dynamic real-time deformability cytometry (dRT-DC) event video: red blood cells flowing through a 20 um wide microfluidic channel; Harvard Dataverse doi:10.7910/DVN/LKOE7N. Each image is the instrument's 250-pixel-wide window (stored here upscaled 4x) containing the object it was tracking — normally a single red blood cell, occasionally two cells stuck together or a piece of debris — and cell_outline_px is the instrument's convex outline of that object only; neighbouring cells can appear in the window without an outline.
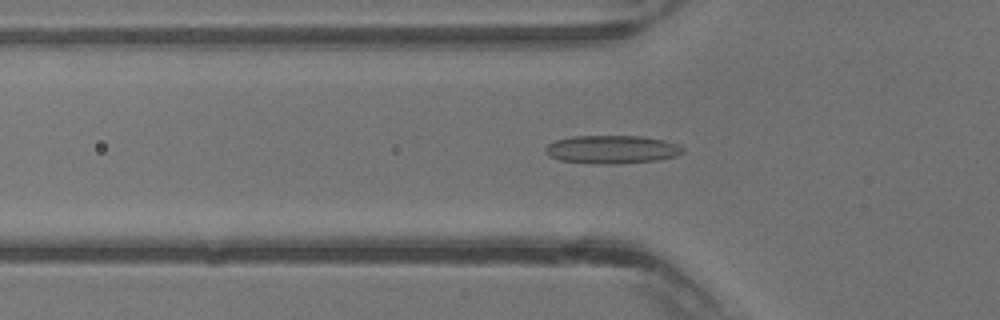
{"species": "common noctule bat (a hibernating species)", "species_latin": "Nyctalus noctula", "temperature_condition": "warm", "stored_images_in_passage": 40, "camera_frame_rate_fps": 3000, "um_per_image_px": 0.085, "animal": {"sex": "male", "body_mass_g": 13.3}, "frame": {"image": 1, "passage_image": 13, "time_ms": 4.0, "image_size_px": [1000, 320], "cell_outline_px": [[684, 152], [676, 156], [660, 160], [616, 164], [592, 164], [560, 160], [548, 156], [544, 152], [544, 148], [548, 144], [556, 140], [572, 136], [640, 136], [680, 144], [684, 148]], "centroid_in_image_um": [52.0, 12.71], "position_along_channel_um": 73.8, "area_um2": 22.83}}
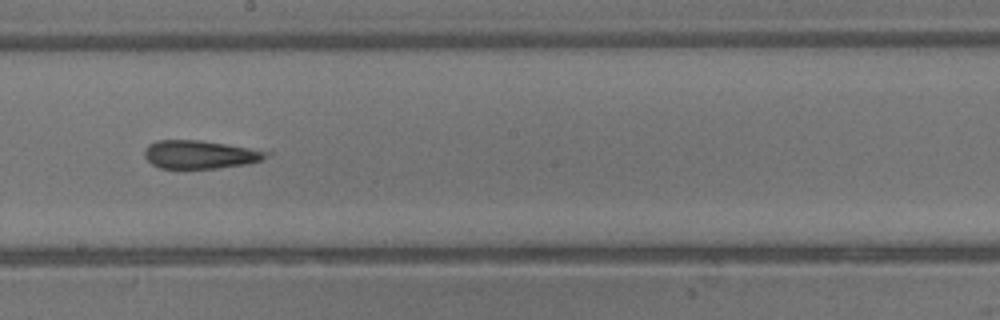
{"frame": {"image": 2, "passage_image": 22, "time_ms": 7.0, "image_size_px": [1000, 320], "cell_outline_px": [[272, 152], [264, 160], [248, 164], [216, 168], [160, 168], [152, 164], [144, 156], [144, 148], [148, 144], [156, 140], [200, 140]], "centroid_in_image_um": [16.99, 13.13], "position_along_channel_um": 231.2, "area_um2": 20.06}}
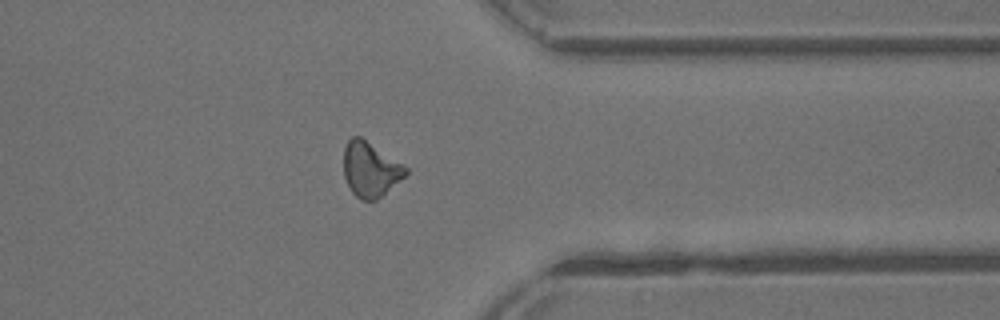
{"frame": {"image": 3, "passage_image": 31, "time_ms": 10.0, "image_size_px": [1000, 320], "cell_outline_px": [[408, 172], [404, 176], [376, 200], [360, 200], [352, 192], [344, 176], [344, 148], [348, 140], [352, 136], [360, 136], [408, 168]], "centroid_in_image_um": [31.45, 14.39], "position_along_channel_um": 380.0, "area_um2": 19.42}}